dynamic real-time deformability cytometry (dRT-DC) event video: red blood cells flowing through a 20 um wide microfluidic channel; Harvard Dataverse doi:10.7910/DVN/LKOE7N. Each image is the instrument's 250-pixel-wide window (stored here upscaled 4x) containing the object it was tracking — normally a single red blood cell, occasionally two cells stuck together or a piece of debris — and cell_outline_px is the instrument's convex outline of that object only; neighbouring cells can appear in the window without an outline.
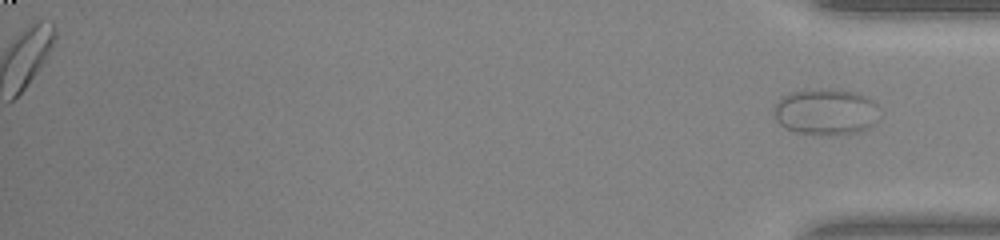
{"species": "common noctule bat (a hibernating species)", "species_latin": "Nyctalus noctula", "temperature_condition": "warm", "stored_images_in_passage": 36, "segment_of_instrument_passage": [2, 2], "camera_frame_rate_fps": 3000, "um_per_image_px": 0.085, "animal": {"sex": "male", "body_mass_g": 20.0, "forearm_length_mm": 53.3}, "frame": {"image": 1, "passage_image": 36, "time_ms": 11.667, "image_size_px": [1000, 240], "cell_outline_px": [[876, 124], [860, 132], [832, 136], [828, 136], [796, 132], [784, 128], [776, 120], [772, 108], [780, 96], [792, 92], [828, 88], [856, 92], [868, 96], [876, 104]], "centroid_in_image_um": [70.17, 9.52], "position_along_channel_um": 365.0, "area_um2": 28.96}}